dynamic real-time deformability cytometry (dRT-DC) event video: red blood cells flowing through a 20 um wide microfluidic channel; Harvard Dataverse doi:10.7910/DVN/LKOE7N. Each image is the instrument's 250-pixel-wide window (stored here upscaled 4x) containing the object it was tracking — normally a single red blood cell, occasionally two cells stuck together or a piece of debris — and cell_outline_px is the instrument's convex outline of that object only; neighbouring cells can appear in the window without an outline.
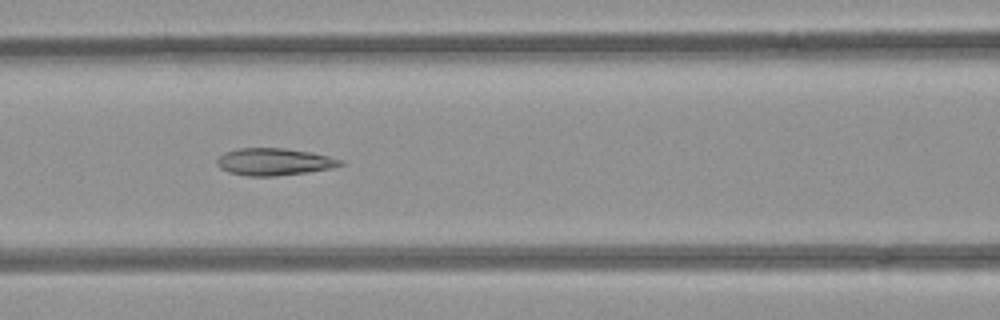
{"species": "common noctule bat (a hibernating species)", "species_latin": "Nyctalus noctula", "temperature_condition": "room temperature", "stored_images_in_passage": 53, "camera_frame_rate_fps": 3000, "um_per_image_px": 0.085, "animal": {"sex": "female", "body_mass_g": 21.9}, "frame": {"image": 1, "passage_image": 23, "time_ms": 7.333, "image_size_px": [1000, 320], "cell_outline_px": [[344, 164], [332, 168], [276, 176], [248, 176], [228, 172], [220, 168], [216, 164], [216, 160], [224, 152], [240, 148], [284, 148], [308, 152], [328, 156], [344, 160]], "centroid_in_image_um": [23.27, 13.75], "position_along_channel_um": 143.3, "area_um2": 19.42}}
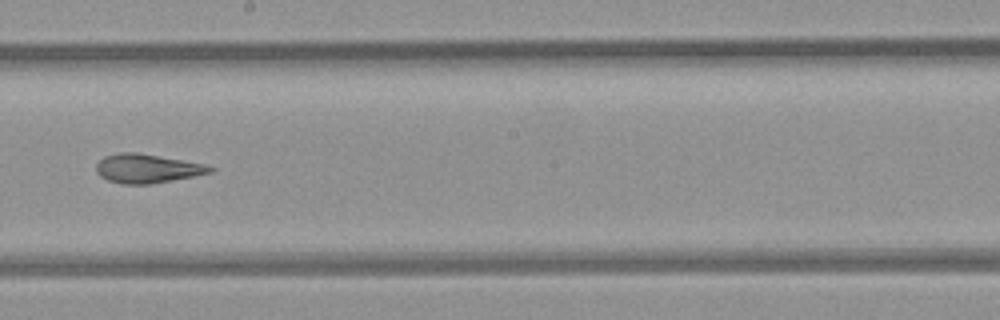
{"frame": {"image": 2, "passage_image": 30, "time_ms": 9.667, "image_size_px": [1000, 320], "cell_outline_px": [[216, 168], [212, 172], [192, 176], [148, 184], [124, 184], [108, 180], [100, 176], [96, 172], [96, 164], [104, 156], [120, 152], [136, 152], [204, 164]], "centroid_in_image_um": [12.46, 14.31], "position_along_channel_um": 235.7, "area_um2": 18.9}}
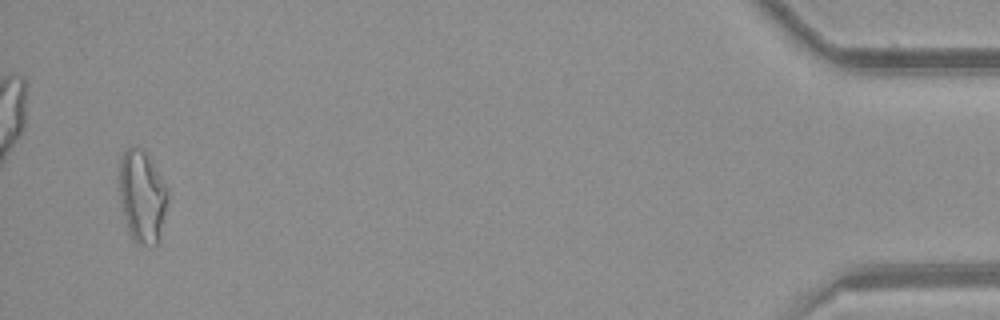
{"frame": {"image": 3, "passage_image": 51, "time_ms": 16.667, "image_size_px": [1000, 320], "cell_outline_px": [[168, 196], [160, 240], [156, 244], [140, 244], [128, 232], [120, 204], [120, 160], [124, 152], [128, 148], [140, 148], [144, 152], [168, 188]], "centroid_in_image_um": [12.08, 16.74], "position_along_channel_um": 423.1, "area_um2": 25.55}, "authors_computed_cell_mechanics": {"area_um2": 21.5016, "velocity_mm_per_s": 3.9583, "shape_relaxation_time_tau1_ms": null, "shape_relaxation_time_tau2_ms": 1.4418, "deformation_change_tau1": null, "deformation_change_tau2": 0.0875}}